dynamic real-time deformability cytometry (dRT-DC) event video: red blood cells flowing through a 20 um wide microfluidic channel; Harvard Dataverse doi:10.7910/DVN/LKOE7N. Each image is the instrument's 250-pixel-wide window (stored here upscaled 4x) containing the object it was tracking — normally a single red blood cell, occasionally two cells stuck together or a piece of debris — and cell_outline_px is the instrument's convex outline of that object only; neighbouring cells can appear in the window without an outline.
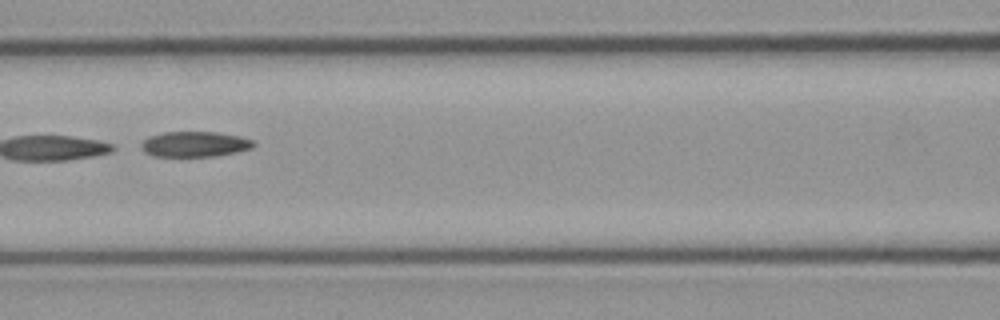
{"species": "common noctule bat (a hibernating species)", "species_latin": "Nyctalus noctula", "temperature_condition": "cold", "stored_images_in_passage": 8, "camera_frame_rate_fps": 3000, "um_per_image_px": 0.085, "animal": {"sex": "male", "body_mass_g": 23.1, "forearm_length_mm": 52.7}, "frame": {"image": 1, "passage_image": 7, "time_ms": 2.0, "image_size_px": [1000, 320], "cell_outline_px": [[256, 144], [252, 148], [236, 152], [212, 156], [152, 156], [144, 152], [140, 144], [148, 136], [164, 132], [216, 132], [240, 136], [252, 140]], "centroid_in_image_um": [16.53, 12.25], "position_along_channel_um": 150.1, "area_um2": 16.59}}